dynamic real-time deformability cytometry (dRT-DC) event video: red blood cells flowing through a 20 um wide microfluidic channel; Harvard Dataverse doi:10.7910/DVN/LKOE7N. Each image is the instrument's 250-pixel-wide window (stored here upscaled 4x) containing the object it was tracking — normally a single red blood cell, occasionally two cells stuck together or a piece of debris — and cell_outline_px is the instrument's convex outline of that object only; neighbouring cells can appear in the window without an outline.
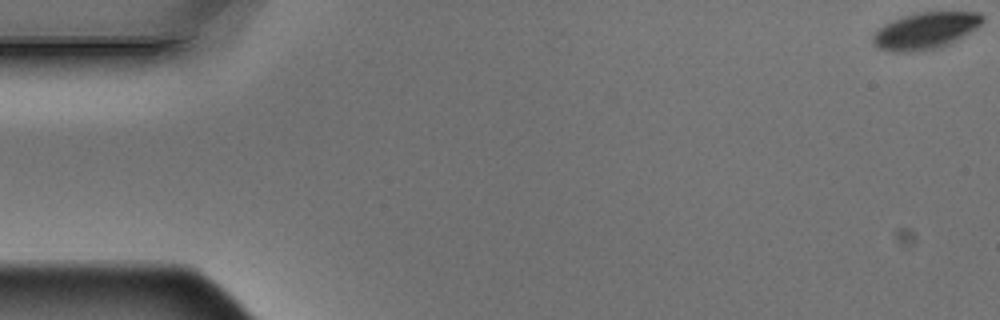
{"species": "Egyptian fruit bat (a non-hibernating species)", "species_latin": "Rousettus aegyptiacus", "temperature_condition": "warm", "stored_images_in_passage": 5, "camera_frame_rate_fps": 3000, "um_per_image_px": 0.085, "animal": {"sex": "male"}, "frame": {"image": 1, "passage_image": 1, "time_ms": 0.0, "image_size_px": [1000, 320], "cell_outline_px": [[984, 20], [976, 28], [956, 40], [940, 48], [916, 52], [892, 52], [880, 48], [872, 44], [872, 36], [884, 24], [892, 20], [916, 12], [980, 12], [984, 16]], "centroid_in_image_um": [78.65, 2.62], "position_along_channel_um": 6.3, "area_um2": 23.47}}
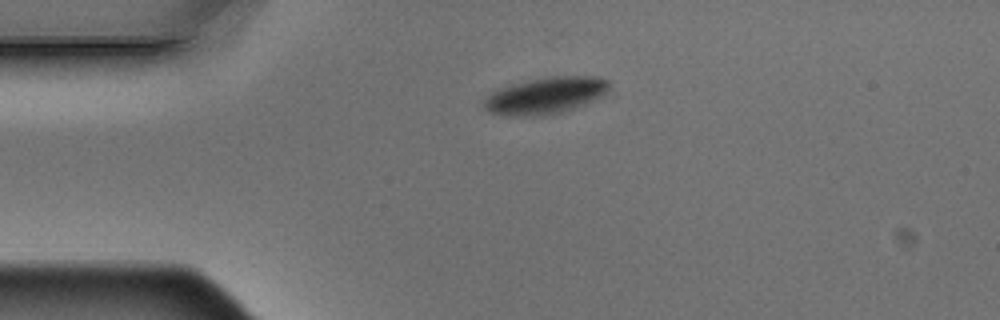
{"frame": {"image": 2, "passage_image": 4, "time_ms": 1.0, "image_size_px": [1000, 320], "cell_outline_px": [[608, 88], [596, 100], [560, 112], [524, 116], [508, 116], [488, 112], [484, 108], [484, 100], [492, 92], [500, 88], [512, 84], [528, 80], [548, 76], [600, 76], [608, 80]], "centroid_in_image_um": [46.35, 8.1], "position_along_channel_um": 38.6, "area_um2": 26.41}}